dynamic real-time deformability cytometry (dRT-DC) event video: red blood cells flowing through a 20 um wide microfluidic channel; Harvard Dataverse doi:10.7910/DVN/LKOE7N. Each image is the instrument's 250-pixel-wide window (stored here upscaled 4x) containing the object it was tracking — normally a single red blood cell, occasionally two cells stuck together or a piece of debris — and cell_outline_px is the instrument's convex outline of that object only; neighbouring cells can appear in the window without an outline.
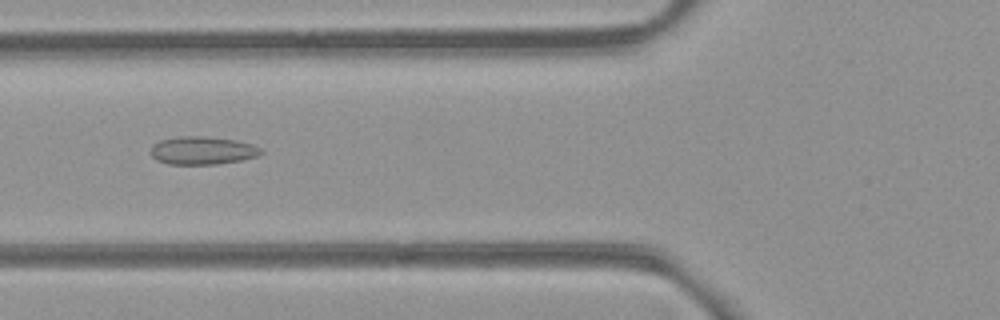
{"species": "common noctule bat (a hibernating species)", "species_latin": "Nyctalus noctula", "temperature_condition": "room temperature", "stored_images_in_passage": 48, "camera_frame_rate_fps": 3000, "um_per_image_px": 0.085, "animal": {"sex": "female", "body_mass_g": 21.9}, "frame": {"image": 1, "passage_image": 16, "time_ms": 5.0, "image_size_px": [1000, 320], "cell_outline_px": [[264, 152], [256, 156], [240, 160], [216, 164], [168, 164], [156, 160], [152, 156], [152, 144], [160, 140], [180, 136], [200, 136], [236, 140], [252, 144], [260, 148]], "centroid_in_image_um": [17.19, 12.79], "position_along_channel_um": 108.6, "area_um2": 17.86}}
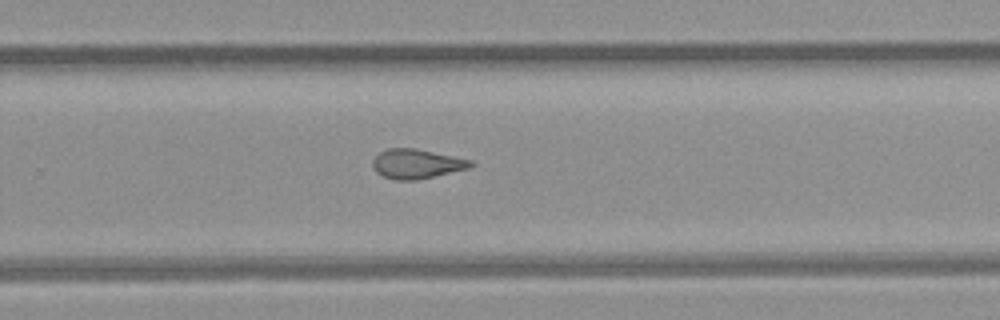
{"frame": {"image": 2, "passage_image": 30, "time_ms": 9.667, "image_size_px": [1000, 320], "cell_outline_px": [[476, 164], [468, 168], [416, 180], [396, 180], [384, 176], [376, 172], [372, 164], [372, 160], [380, 152], [388, 148], [416, 148], [472, 160]], "centroid_in_image_um": [35.41, 13.92], "position_along_channel_um": 294.4, "area_um2": 16.7}}
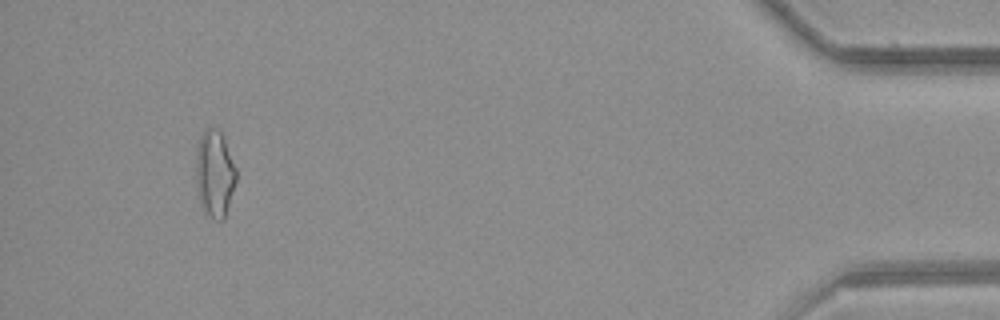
{"frame": {"image": 3, "passage_image": 45, "time_ms": 14.667, "image_size_px": [1000, 320], "cell_outline_px": [[236, 180], [224, 220], [220, 220], [208, 216], [204, 212], [200, 204], [196, 180], [196, 148], [200, 136], [208, 128], [216, 128], [220, 132], [224, 140], [236, 168]], "centroid_in_image_um": [18.23, 14.78], "position_along_channel_um": 417.0, "area_um2": 20.17}, "authors_computed_cell_mechanics": {"area_um2": 17.7735, "velocity_mm_per_s": 3.9756, "shape_relaxation_time_tau1_ms": null, "shape_relaxation_time_tau2_ms": 2.5047, "deformation_change_tau1": null, "deformation_change_tau2": 0.0886}}